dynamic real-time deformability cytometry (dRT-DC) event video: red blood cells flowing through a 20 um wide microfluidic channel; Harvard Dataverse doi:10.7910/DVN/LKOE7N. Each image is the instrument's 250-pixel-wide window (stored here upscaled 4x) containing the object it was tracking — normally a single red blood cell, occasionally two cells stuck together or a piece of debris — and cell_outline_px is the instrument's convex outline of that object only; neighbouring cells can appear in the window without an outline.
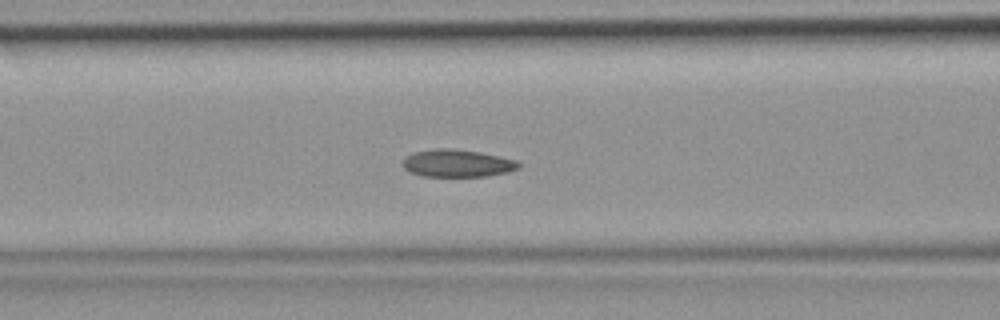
{"species": "common noctule bat (a hibernating species)", "species_latin": "Nyctalus noctula", "temperature_condition": "room temperature", "stored_images_in_passage": 45, "camera_frame_rate_fps": 3000, "um_per_image_px": 0.085, "animal": {"sex": "female", "body_mass_g": 19.9}, "frame": {"image": 1, "passage_image": 18, "time_ms": 5.667, "image_size_px": [1000, 320], "cell_outline_px": [[520, 168], [508, 172], [488, 176], [424, 176], [408, 172], [404, 168], [404, 156], [412, 152], [440, 148], [452, 148], [480, 152], [516, 160], [520, 164]], "centroid_in_image_um": [38.86, 13.87], "position_along_channel_um": 127.7, "area_um2": 18.61}}
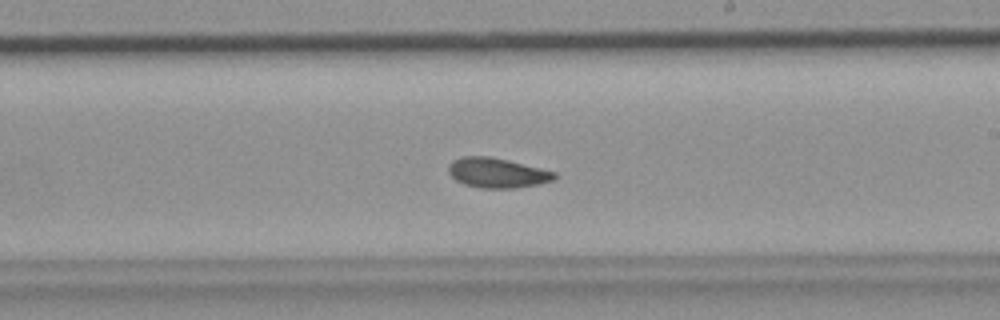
{"frame": {"image": 2, "passage_image": 26, "time_ms": 8.333, "image_size_px": [1000, 320], "cell_outline_px": [[556, 180], [516, 188], [480, 188], [464, 184], [456, 180], [448, 172], [448, 164], [452, 160], [460, 156], [488, 156], [508, 160], [556, 172]], "centroid_in_image_um": [42.23, 14.69], "position_along_channel_um": 246.8, "area_um2": 18.5}}
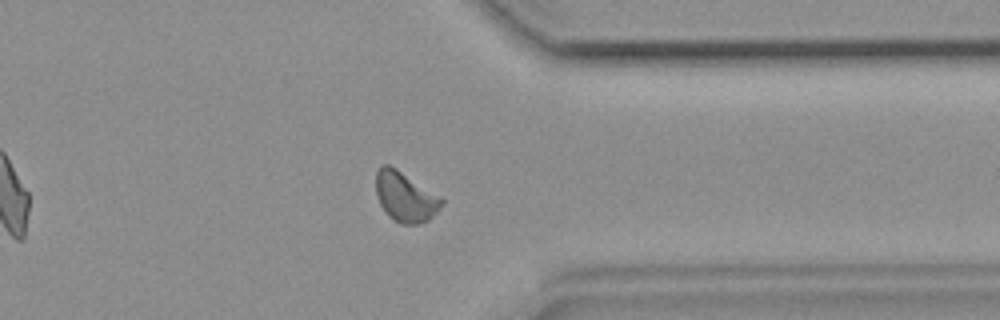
{"frame": {"image": 3, "passage_image": 35, "time_ms": 11.333, "image_size_px": [1000, 320], "cell_outline_px": [[444, 204], [428, 220], [416, 224], [400, 224], [388, 216], [380, 204], [376, 196], [376, 172], [380, 164], [388, 164], [396, 168], [440, 196], [444, 200]], "centroid_in_image_um": [34.43, 16.72], "position_along_channel_um": 377.0, "area_um2": 19.13}}